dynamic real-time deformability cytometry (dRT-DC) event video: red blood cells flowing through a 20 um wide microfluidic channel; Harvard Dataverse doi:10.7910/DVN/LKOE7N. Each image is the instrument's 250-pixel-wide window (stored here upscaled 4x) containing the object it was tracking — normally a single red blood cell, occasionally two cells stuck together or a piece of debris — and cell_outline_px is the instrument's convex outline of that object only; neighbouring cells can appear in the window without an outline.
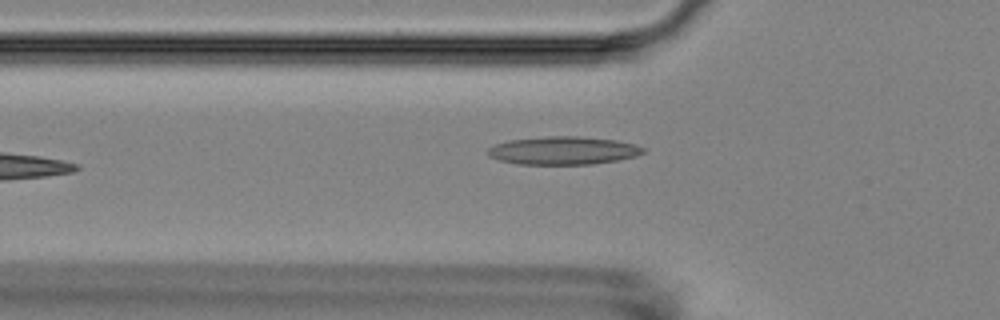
{"species": "Egyptian fruit bat (a non-hibernating species)", "species_latin": "Rousettus aegyptiacus", "temperature_condition": "room temperature", "stored_images_in_passage": 4, "camera_frame_rate_fps": 3000, "um_per_image_px": 0.085, "animal": {"sex": "female"}, "frame": {"image": 1, "passage_image": 4, "time_ms": 4.333, "image_size_px": [1000, 320], "cell_outline_px": [[644, 152], [636, 156], [616, 160], [592, 164], [516, 164], [500, 160], [488, 156], [488, 148], [496, 144], [508, 140], [548, 136], [580, 136], [616, 140], [636, 144], [644, 148]], "centroid_in_image_um": [47.87, 12.79], "position_along_channel_um": 77.9, "area_um2": 25.37}}